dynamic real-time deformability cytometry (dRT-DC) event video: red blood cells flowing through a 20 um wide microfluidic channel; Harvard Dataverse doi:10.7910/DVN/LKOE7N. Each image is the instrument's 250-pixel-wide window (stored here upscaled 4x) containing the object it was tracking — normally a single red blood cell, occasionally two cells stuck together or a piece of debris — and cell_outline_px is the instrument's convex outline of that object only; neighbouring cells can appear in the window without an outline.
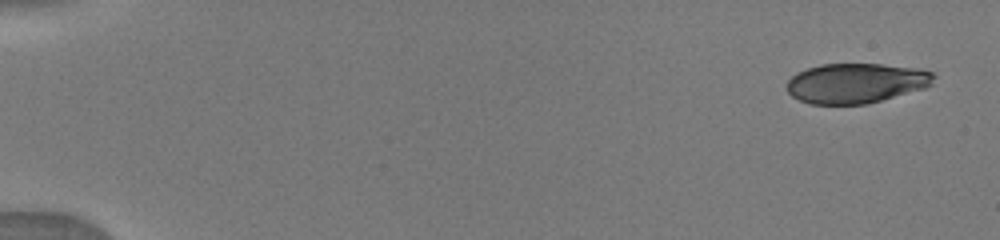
{"species": "human", "species_latin": "Homo sapiens", "temperature_condition": "warm", "stored_images_in_passage": 19, "camera_frame_rate_fps": 3000, "um_per_image_px": 0.085, "donor": {"sex": "male"}, "frame": {"image": 1, "passage_image": 1, "time_ms": 0.0, "image_size_px": [1000, 240], "cell_outline_px": [[936, 76], [932, 84], [924, 88], [868, 104], [812, 104], [800, 100], [792, 96], [788, 92], [788, 80], [796, 72], [820, 64], [880, 64], [916, 68], [932, 72]], "centroid_in_image_um": [72.77, 7.06], "position_along_channel_um": 12.2, "area_um2": 34.1}}
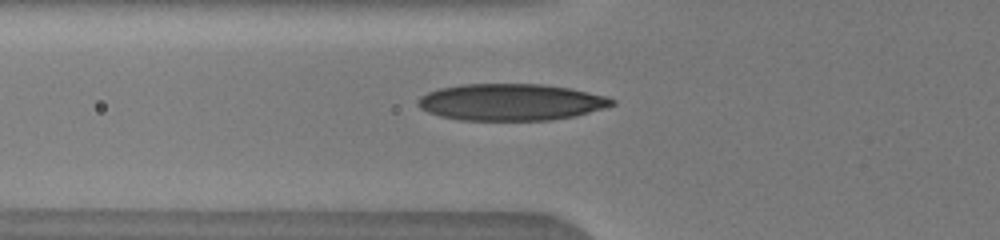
{"frame": {"image": 2, "passage_image": 12, "time_ms": 5.667, "image_size_px": [1000, 240], "cell_outline_px": [[616, 104], [604, 108], [576, 116], [552, 120], [460, 120], [440, 116], [428, 112], [420, 108], [416, 104], [416, 100], [420, 96], [428, 92], [440, 88], [460, 84], [544, 84], [568, 88], [588, 92], [604, 96], [616, 100]], "centroid_in_image_um": [43.41, 8.68], "position_along_channel_um": 82.4, "area_um2": 41.67}}
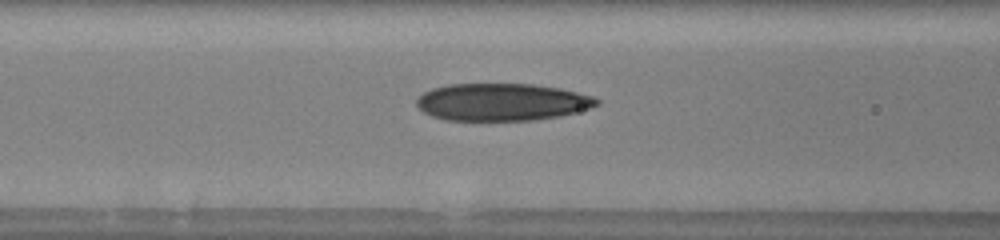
{"frame": {"image": 3, "passage_image": 15, "time_ms": 6.667, "image_size_px": [1000, 240], "cell_outline_px": [[600, 104], [576, 112], [560, 116], [532, 120], [444, 120], [432, 116], [424, 112], [416, 104], [416, 100], [424, 92], [432, 88], [448, 84], [532, 84], [560, 88], [592, 96], [600, 100]], "centroid_in_image_um": [42.66, 8.67], "position_along_channel_um": 123.9, "area_um2": 39.13}}